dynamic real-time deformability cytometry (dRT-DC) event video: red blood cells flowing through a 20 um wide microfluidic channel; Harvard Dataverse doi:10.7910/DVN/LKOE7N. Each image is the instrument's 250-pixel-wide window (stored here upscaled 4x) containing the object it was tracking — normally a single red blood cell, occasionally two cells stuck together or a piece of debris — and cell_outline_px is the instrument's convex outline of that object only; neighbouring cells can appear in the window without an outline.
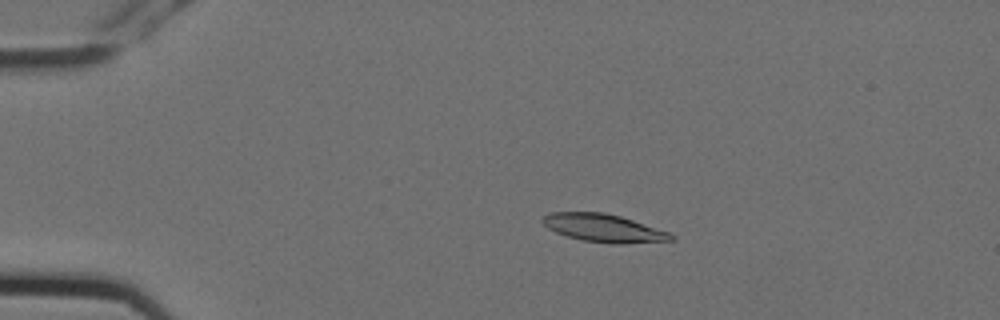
{"species": "Egyptian fruit bat (a non-hibernating species)", "species_latin": "Rousettus aegyptiacus", "temperature_condition": "cold", "stored_images_in_passage": 5, "camera_frame_rate_fps": 3000, "um_per_image_px": 0.085, "animal": {"sex": "female"}, "frame": {"image": 1, "passage_image": 3, "time_ms": 0.667, "image_size_px": [1000, 320], "cell_outline_px": [[676, 240], [624, 244], [612, 244], [584, 240], [568, 236], [556, 232], [548, 228], [540, 220], [544, 216], [552, 212], [604, 212], [620, 216], [668, 232], [676, 236]], "centroid_in_image_um": [51.33, 19.39], "position_along_channel_um": 33.7, "area_um2": 20.81}}
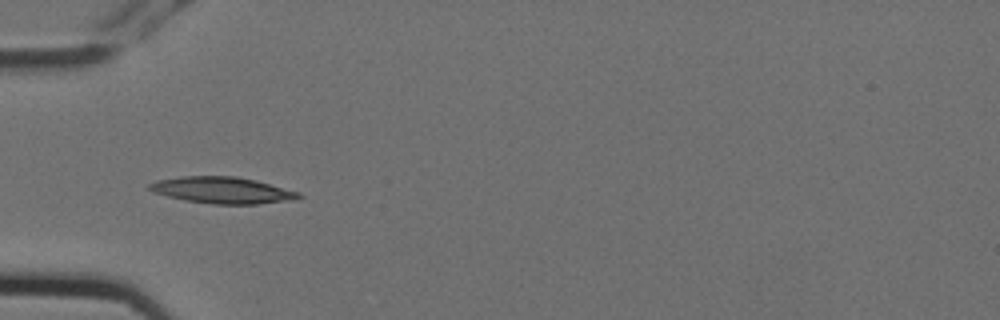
{"frame": {"image": 2, "passage_image": 4, "time_ms": 1.0, "image_size_px": [1000, 320], "cell_outline_px": [[304, 196], [296, 200], [256, 204], [212, 204], [184, 200], [152, 192], [148, 188], [148, 184], [156, 180], [180, 176], [236, 176], [256, 180], [300, 192]], "centroid_in_image_um": [18.92, 16.17], "position_along_channel_um": 66.1, "area_um2": 23.29}}
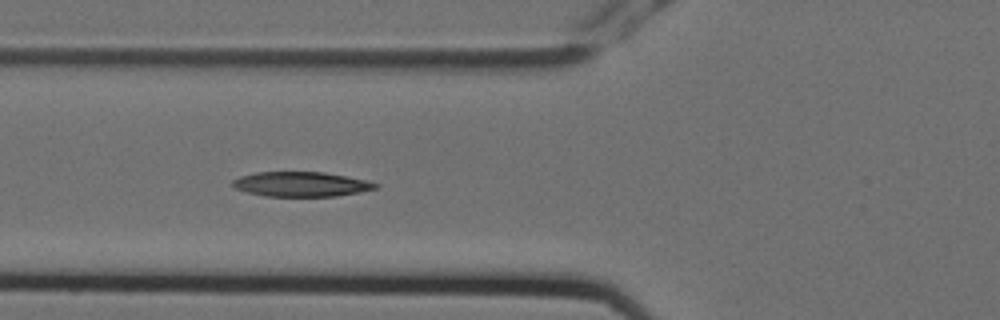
{"frame": {"image": 3, "passage_image": 5, "time_ms": 1.333, "image_size_px": [1000, 320], "cell_outline_px": [[380, 188], [360, 192], [336, 196], [264, 196], [248, 192], [236, 188], [232, 184], [232, 180], [240, 176], [256, 172], [324, 172], [364, 180], [380, 184]], "centroid_in_image_um": [25.61, 15.66], "position_along_channel_um": 100.2, "area_um2": 20.52}}